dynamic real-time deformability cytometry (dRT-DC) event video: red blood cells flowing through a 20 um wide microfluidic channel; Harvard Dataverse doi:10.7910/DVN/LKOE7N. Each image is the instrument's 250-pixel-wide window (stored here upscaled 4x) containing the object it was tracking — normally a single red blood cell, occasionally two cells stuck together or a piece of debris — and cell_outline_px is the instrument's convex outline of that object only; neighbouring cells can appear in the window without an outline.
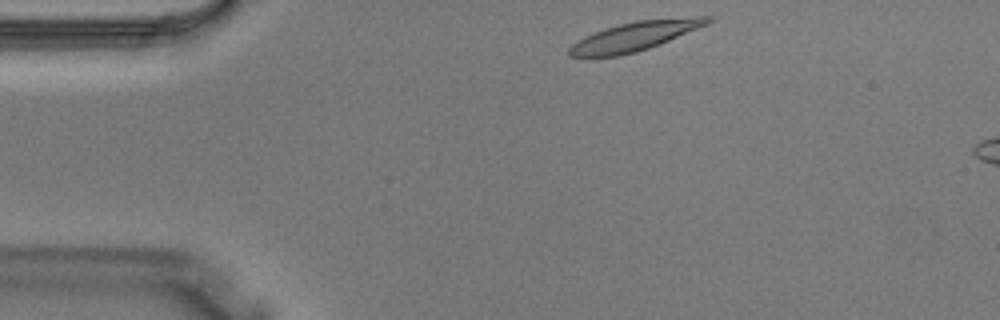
{"species": "Egyptian fruit bat (a non-hibernating species)", "species_latin": "Rousettus aegyptiacus", "temperature_condition": "warm", "stored_images_in_passage": 2, "camera_frame_rate_fps": 3000, "um_per_image_px": 0.085, "animal": {"sex": "male"}, "frame": {"image": 1, "passage_image": 1, "time_ms": 0.0, "image_size_px": [1000, 320], "cell_outline_px": [[712, 20], [708, 24], [648, 48], [636, 52], [620, 56], [568, 56], [568, 48], [572, 44], [584, 36], [604, 28], [636, 20], [696, 16], [712, 16]], "centroid_in_image_um": [53.95, 3.06], "position_along_channel_um": 31.0, "area_um2": 23.24}}